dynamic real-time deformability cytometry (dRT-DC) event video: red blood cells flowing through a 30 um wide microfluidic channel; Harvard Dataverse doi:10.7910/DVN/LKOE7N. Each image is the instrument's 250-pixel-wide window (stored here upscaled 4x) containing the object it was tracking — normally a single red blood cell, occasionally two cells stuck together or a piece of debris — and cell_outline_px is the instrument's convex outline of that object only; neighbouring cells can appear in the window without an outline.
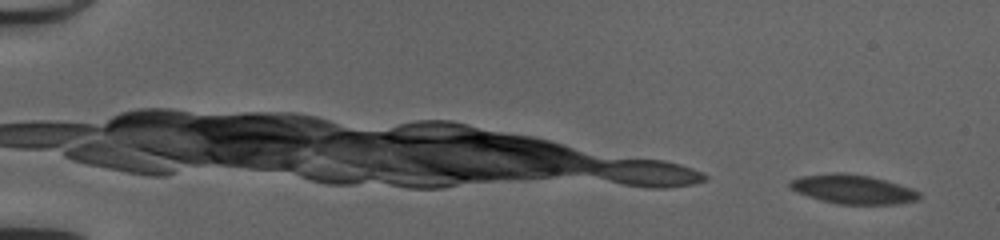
{"species": "common noctule bat (a hibernating species)", "species_latin": "Nyctalus noctula", "temperature_condition": "cold", "stored_images_in_passage": 54, "camera_frame_rate_fps": 3000, "um_per_image_px": 0.085, "animal": {"sex": "female", "body_mass_g": 20.0, "forearm_length_mm": 54.0}, "frame": {"image": 1, "passage_image": 2, "time_ms": 0.333, "image_size_px": [1000, 240], "cell_outline_px": [[920, 196], [916, 200], [892, 204], [836, 204], [800, 192], [792, 188], [788, 184], [792, 180], [800, 176], [836, 172], [868, 176], [884, 180], [912, 188], [920, 192]], "centroid_in_image_um": [72.53, 16.08], "position_along_channel_um": 12.5, "area_um2": 21.33}}
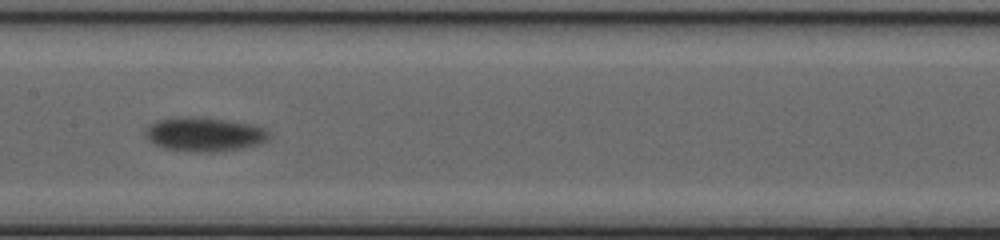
{"frame": {"image": 2, "passage_image": 29, "time_ms": 9.333, "image_size_px": [1000, 240], "cell_outline_px": [[272, 136], [256, 144], [240, 148], [212, 152], [196, 152], [164, 148], [148, 140], [144, 132], [156, 120], [200, 116], [228, 120], [248, 124], [264, 128]], "centroid_in_image_um": [17.36, 11.41], "position_along_channel_um": 190.0, "area_um2": 24.1}}
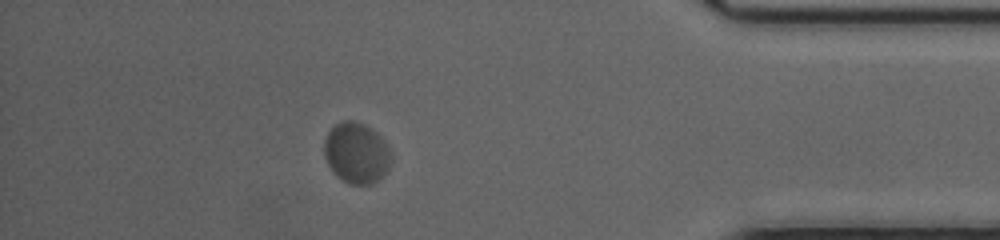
{"frame": {"image": 3, "passage_image": 48, "time_ms": 15.667, "image_size_px": [1000, 240], "cell_outline_px": [[392, 160], [388, 168], [372, 184], [348, 184], [336, 176], [332, 172], [324, 156], [324, 140], [328, 132], [336, 124], [344, 120], [352, 120], [364, 124], [376, 132], [384, 140], [392, 156]], "centroid_in_image_um": [30.28, 13.0], "position_along_channel_um": 404.9, "area_um2": 23.7}, "authors_computed_cell_mechanics": {"area_um2": 22.9177, "velocity_mm_per_s": 3.9223, "shape_relaxation_time_tau1_ms": 4.5388, "shape_relaxation_time_tau2_ms": null, "deformation_change_tau1": 0.1109, "deformation_change_tau2": null}}